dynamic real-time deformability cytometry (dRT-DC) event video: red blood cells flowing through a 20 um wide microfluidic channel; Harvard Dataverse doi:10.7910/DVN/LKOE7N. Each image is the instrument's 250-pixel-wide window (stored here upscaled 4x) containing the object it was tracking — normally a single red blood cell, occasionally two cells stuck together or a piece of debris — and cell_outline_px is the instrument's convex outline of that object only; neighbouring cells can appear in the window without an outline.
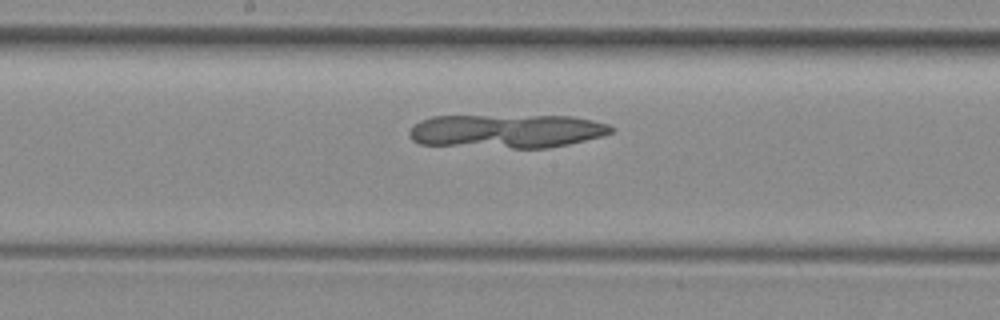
{"species": "common noctule bat (a hibernating species)", "species_latin": "Nyctalus noctula", "temperature_condition": "room temperature", "stored_images_in_passage": 27, "camera_frame_rate_fps": 3000, "um_per_image_px": 0.085, "animal": {"sex": "female", "body_mass_g": 29.2, "forearm_length_mm": 56.3}, "frame": {"image": 1, "passage_image": 16, "time_ms": 5.0, "image_size_px": [1000, 320], "cell_outline_px": [[616, 128], [612, 132], [600, 136], [568, 144], [548, 148], [512, 148], [420, 144], [412, 140], [408, 136], [408, 132], [420, 120], [432, 116], [572, 116], [592, 120], [608, 124]], "centroid_in_image_um": [43.06, 11.14], "position_along_channel_um": 205.1, "area_um2": 39.65}}
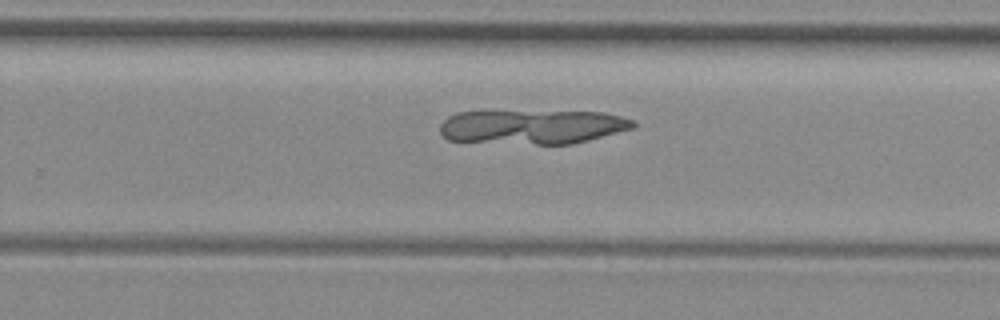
{"frame": {"image": 2, "passage_image": 22, "time_ms": 7.0, "image_size_px": [1000, 320], "cell_outline_px": [[636, 124], [632, 128], [588, 140], [572, 144], [536, 144], [448, 140], [440, 132], [440, 124], [448, 116], [456, 112], [480, 108], [488, 108], [604, 112], [636, 120]], "centroid_in_image_um": [45.18, 10.7], "position_along_channel_um": 284.6, "area_um2": 40.4}}